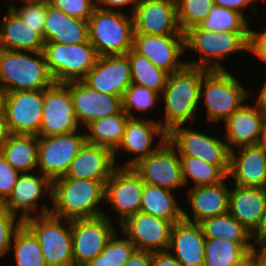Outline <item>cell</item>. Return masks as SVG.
<instances>
[{
    "mask_svg": "<svg viewBox=\"0 0 266 266\" xmlns=\"http://www.w3.org/2000/svg\"><path fill=\"white\" fill-rule=\"evenodd\" d=\"M208 71L202 67L185 65L181 70L168 75L160 95L165 105L164 123L160 121V125L166 133L195 119L200 104L202 78Z\"/></svg>",
    "mask_w": 266,
    "mask_h": 266,
    "instance_id": "cell-1",
    "label": "cell"
},
{
    "mask_svg": "<svg viewBox=\"0 0 266 266\" xmlns=\"http://www.w3.org/2000/svg\"><path fill=\"white\" fill-rule=\"evenodd\" d=\"M106 182L64 176L54 179L50 214L70 221L102 216L99 204L105 200Z\"/></svg>",
    "mask_w": 266,
    "mask_h": 266,
    "instance_id": "cell-2",
    "label": "cell"
},
{
    "mask_svg": "<svg viewBox=\"0 0 266 266\" xmlns=\"http://www.w3.org/2000/svg\"><path fill=\"white\" fill-rule=\"evenodd\" d=\"M53 83L42 51L0 49V84L6 93L45 90Z\"/></svg>",
    "mask_w": 266,
    "mask_h": 266,
    "instance_id": "cell-3",
    "label": "cell"
},
{
    "mask_svg": "<svg viewBox=\"0 0 266 266\" xmlns=\"http://www.w3.org/2000/svg\"><path fill=\"white\" fill-rule=\"evenodd\" d=\"M38 213L23 224L37 238L47 266H74L71 221L51 215L45 203Z\"/></svg>",
    "mask_w": 266,
    "mask_h": 266,
    "instance_id": "cell-4",
    "label": "cell"
},
{
    "mask_svg": "<svg viewBox=\"0 0 266 266\" xmlns=\"http://www.w3.org/2000/svg\"><path fill=\"white\" fill-rule=\"evenodd\" d=\"M249 32H213L188 29L184 32V47L199 54V59L186 62L192 67L208 70H225L222 60L232 53L248 51Z\"/></svg>",
    "mask_w": 266,
    "mask_h": 266,
    "instance_id": "cell-5",
    "label": "cell"
},
{
    "mask_svg": "<svg viewBox=\"0 0 266 266\" xmlns=\"http://www.w3.org/2000/svg\"><path fill=\"white\" fill-rule=\"evenodd\" d=\"M88 33L98 57L124 55L133 48L132 14L96 7L88 20Z\"/></svg>",
    "mask_w": 266,
    "mask_h": 266,
    "instance_id": "cell-6",
    "label": "cell"
},
{
    "mask_svg": "<svg viewBox=\"0 0 266 266\" xmlns=\"http://www.w3.org/2000/svg\"><path fill=\"white\" fill-rule=\"evenodd\" d=\"M240 82L227 69L209 70L202 78L200 102L207 110V120L211 123L226 121L249 98Z\"/></svg>",
    "mask_w": 266,
    "mask_h": 266,
    "instance_id": "cell-7",
    "label": "cell"
},
{
    "mask_svg": "<svg viewBox=\"0 0 266 266\" xmlns=\"http://www.w3.org/2000/svg\"><path fill=\"white\" fill-rule=\"evenodd\" d=\"M42 52L49 73L56 83L81 81L98 58L89 41L81 44L44 42Z\"/></svg>",
    "mask_w": 266,
    "mask_h": 266,
    "instance_id": "cell-8",
    "label": "cell"
},
{
    "mask_svg": "<svg viewBox=\"0 0 266 266\" xmlns=\"http://www.w3.org/2000/svg\"><path fill=\"white\" fill-rule=\"evenodd\" d=\"M79 133L75 131L61 135L37 136L38 172L52 181L64 176L71 161L86 143L85 133Z\"/></svg>",
    "mask_w": 266,
    "mask_h": 266,
    "instance_id": "cell-9",
    "label": "cell"
},
{
    "mask_svg": "<svg viewBox=\"0 0 266 266\" xmlns=\"http://www.w3.org/2000/svg\"><path fill=\"white\" fill-rule=\"evenodd\" d=\"M167 140L179 155L198 157L208 164L218 166L228 176L230 151L226 141L183 125L168 132Z\"/></svg>",
    "mask_w": 266,
    "mask_h": 266,
    "instance_id": "cell-10",
    "label": "cell"
},
{
    "mask_svg": "<svg viewBox=\"0 0 266 266\" xmlns=\"http://www.w3.org/2000/svg\"><path fill=\"white\" fill-rule=\"evenodd\" d=\"M43 107V90L7 92L3 113L8 132L37 136L42 123Z\"/></svg>",
    "mask_w": 266,
    "mask_h": 266,
    "instance_id": "cell-11",
    "label": "cell"
},
{
    "mask_svg": "<svg viewBox=\"0 0 266 266\" xmlns=\"http://www.w3.org/2000/svg\"><path fill=\"white\" fill-rule=\"evenodd\" d=\"M131 168L147 184L169 191L185 186L177 150L166 140L154 153L138 160Z\"/></svg>",
    "mask_w": 266,
    "mask_h": 266,
    "instance_id": "cell-12",
    "label": "cell"
},
{
    "mask_svg": "<svg viewBox=\"0 0 266 266\" xmlns=\"http://www.w3.org/2000/svg\"><path fill=\"white\" fill-rule=\"evenodd\" d=\"M105 213L95 218L71 220L74 266H83L99 255L116 232Z\"/></svg>",
    "mask_w": 266,
    "mask_h": 266,
    "instance_id": "cell-13",
    "label": "cell"
},
{
    "mask_svg": "<svg viewBox=\"0 0 266 266\" xmlns=\"http://www.w3.org/2000/svg\"><path fill=\"white\" fill-rule=\"evenodd\" d=\"M43 116L37 136L75 132L80 127L75 117L69 82L56 83L43 90Z\"/></svg>",
    "mask_w": 266,
    "mask_h": 266,
    "instance_id": "cell-14",
    "label": "cell"
},
{
    "mask_svg": "<svg viewBox=\"0 0 266 266\" xmlns=\"http://www.w3.org/2000/svg\"><path fill=\"white\" fill-rule=\"evenodd\" d=\"M143 186L131 167H117L105 183V201L119 213V224L140 211Z\"/></svg>",
    "mask_w": 266,
    "mask_h": 266,
    "instance_id": "cell-15",
    "label": "cell"
},
{
    "mask_svg": "<svg viewBox=\"0 0 266 266\" xmlns=\"http://www.w3.org/2000/svg\"><path fill=\"white\" fill-rule=\"evenodd\" d=\"M121 231L136 250L149 252L167 251L170 244L172 223L142 211L126 218Z\"/></svg>",
    "mask_w": 266,
    "mask_h": 266,
    "instance_id": "cell-16",
    "label": "cell"
},
{
    "mask_svg": "<svg viewBox=\"0 0 266 266\" xmlns=\"http://www.w3.org/2000/svg\"><path fill=\"white\" fill-rule=\"evenodd\" d=\"M131 14L134 33L184 35L177 20L176 0H139Z\"/></svg>",
    "mask_w": 266,
    "mask_h": 266,
    "instance_id": "cell-17",
    "label": "cell"
},
{
    "mask_svg": "<svg viewBox=\"0 0 266 266\" xmlns=\"http://www.w3.org/2000/svg\"><path fill=\"white\" fill-rule=\"evenodd\" d=\"M81 81L94 91L123 98L126 89L131 85L127 55L98 57L93 68Z\"/></svg>",
    "mask_w": 266,
    "mask_h": 266,
    "instance_id": "cell-18",
    "label": "cell"
},
{
    "mask_svg": "<svg viewBox=\"0 0 266 266\" xmlns=\"http://www.w3.org/2000/svg\"><path fill=\"white\" fill-rule=\"evenodd\" d=\"M133 49L167 73L181 70L185 61H179L184 54V35H148L134 33Z\"/></svg>",
    "mask_w": 266,
    "mask_h": 266,
    "instance_id": "cell-19",
    "label": "cell"
},
{
    "mask_svg": "<svg viewBox=\"0 0 266 266\" xmlns=\"http://www.w3.org/2000/svg\"><path fill=\"white\" fill-rule=\"evenodd\" d=\"M158 136L159 143L153 146L155 137ZM167 140V133L163 130L159 121L148 120V118H129L124 130L121 144L114 151V160L116 163V154L119 149L135 154V157L128 159L125 164L119 167H131L138 160L154 153Z\"/></svg>",
    "mask_w": 266,
    "mask_h": 266,
    "instance_id": "cell-20",
    "label": "cell"
},
{
    "mask_svg": "<svg viewBox=\"0 0 266 266\" xmlns=\"http://www.w3.org/2000/svg\"><path fill=\"white\" fill-rule=\"evenodd\" d=\"M225 141L229 151L236 147L254 146L265 143L263 110L255 106L243 104L226 121ZM233 146V147H232Z\"/></svg>",
    "mask_w": 266,
    "mask_h": 266,
    "instance_id": "cell-21",
    "label": "cell"
},
{
    "mask_svg": "<svg viewBox=\"0 0 266 266\" xmlns=\"http://www.w3.org/2000/svg\"><path fill=\"white\" fill-rule=\"evenodd\" d=\"M69 90L75 117L85 127L94 120L122 110L121 97L94 91L82 81H70Z\"/></svg>",
    "mask_w": 266,
    "mask_h": 266,
    "instance_id": "cell-22",
    "label": "cell"
},
{
    "mask_svg": "<svg viewBox=\"0 0 266 266\" xmlns=\"http://www.w3.org/2000/svg\"><path fill=\"white\" fill-rule=\"evenodd\" d=\"M52 182L50 178L41 173L39 176L32 172L20 173L10 196L1 205L22 222L32 217L33 212L37 216L39 204L37 201L43 197L42 194L45 195L47 192L52 201Z\"/></svg>",
    "mask_w": 266,
    "mask_h": 266,
    "instance_id": "cell-23",
    "label": "cell"
},
{
    "mask_svg": "<svg viewBox=\"0 0 266 266\" xmlns=\"http://www.w3.org/2000/svg\"><path fill=\"white\" fill-rule=\"evenodd\" d=\"M230 151L229 173L239 187L266 188V143Z\"/></svg>",
    "mask_w": 266,
    "mask_h": 266,
    "instance_id": "cell-24",
    "label": "cell"
},
{
    "mask_svg": "<svg viewBox=\"0 0 266 266\" xmlns=\"http://www.w3.org/2000/svg\"><path fill=\"white\" fill-rule=\"evenodd\" d=\"M117 167L112 150L86 142L71 161L64 177L107 181Z\"/></svg>",
    "mask_w": 266,
    "mask_h": 266,
    "instance_id": "cell-25",
    "label": "cell"
},
{
    "mask_svg": "<svg viewBox=\"0 0 266 266\" xmlns=\"http://www.w3.org/2000/svg\"><path fill=\"white\" fill-rule=\"evenodd\" d=\"M205 240L200 224L183 219L172 225L168 251L183 266H204Z\"/></svg>",
    "mask_w": 266,
    "mask_h": 266,
    "instance_id": "cell-26",
    "label": "cell"
},
{
    "mask_svg": "<svg viewBox=\"0 0 266 266\" xmlns=\"http://www.w3.org/2000/svg\"><path fill=\"white\" fill-rule=\"evenodd\" d=\"M229 193L230 189L225 180L212 186L191 187L186 197L193 212V220L185 210H183V219L199 224L204 219L227 213Z\"/></svg>",
    "mask_w": 266,
    "mask_h": 266,
    "instance_id": "cell-27",
    "label": "cell"
},
{
    "mask_svg": "<svg viewBox=\"0 0 266 266\" xmlns=\"http://www.w3.org/2000/svg\"><path fill=\"white\" fill-rule=\"evenodd\" d=\"M89 41L88 21L71 17L46 3L44 42L81 44Z\"/></svg>",
    "mask_w": 266,
    "mask_h": 266,
    "instance_id": "cell-28",
    "label": "cell"
},
{
    "mask_svg": "<svg viewBox=\"0 0 266 266\" xmlns=\"http://www.w3.org/2000/svg\"><path fill=\"white\" fill-rule=\"evenodd\" d=\"M266 210V188L230 189L228 212L251 233Z\"/></svg>",
    "mask_w": 266,
    "mask_h": 266,
    "instance_id": "cell-29",
    "label": "cell"
},
{
    "mask_svg": "<svg viewBox=\"0 0 266 266\" xmlns=\"http://www.w3.org/2000/svg\"><path fill=\"white\" fill-rule=\"evenodd\" d=\"M43 46V38L8 6L0 24V49L39 52Z\"/></svg>",
    "mask_w": 266,
    "mask_h": 266,
    "instance_id": "cell-30",
    "label": "cell"
},
{
    "mask_svg": "<svg viewBox=\"0 0 266 266\" xmlns=\"http://www.w3.org/2000/svg\"><path fill=\"white\" fill-rule=\"evenodd\" d=\"M0 154L18 172H31L37 168V136L9 133Z\"/></svg>",
    "mask_w": 266,
    "mask_h": 266,
    "instance_id": "cell-31",
    "label": "cell"
},
{
    "mask_svg": "<svg viewBox=\"0 0 266 266\" xmlns=\"http://www.w3.org/2000/svg\"><path fill=\"white\" fill-rule=\"evenodd\" d=\"M172 191L144 183L140 211L172 224L183 220V210Z\"/></svg>",
    "mask_w": 266,
    "mask_h": 266,
    "instance_id": "cell-32",
    "label": "cell"
},
{
    "mask_svg": "<svg viewBox=\"0 0 266 266\" xmlns=\"http://www.w3.org/2000/svg\"><path fill=\"white\" fill-rule=\"evenodd\" d=\"M130 117L121 110L117 114L100 118L89 123L85 133L86 142L106 147L113 152L122 142L125 125Z\"/></svg>",
    "mask_w": 266,
    "mask_h": 266,
    "instance_id": "cell-33",
    "label": "cell"
},
{
    "mask_svg": "<svg viewBox=\"0 0 266 266\" xmlns=\"http://www.w3.org/2000/svg\"><path fill=\"white\" fill-rule=\"evenodd\" d=\"M205 238L227 239L241 244L250 254L252 245L251 232L241 225L229 212L201 221Z\"/></svg>",
    "mask_w": 266,
    "mask_h": 266,
    "instance_id": "cell-34",
    "label": "cell"
},
{
    "mask_svg": "<svg viewBox=\"0 0 266 266\" xmlns=\"http://www.w3.org/2000/svg\"><path fill=\"white\" fill-rule=\"evenodd\" d=\"M250 256L237 242L219 238L205 240L204 266H241Z\"/></svg>",
    "mask_w": 266,
    "mask_h": 266,
    "instance_id": "cell-35",
    "label": "cell"
},
{
    "mask_svg": "<svg viewBox=\"0 0 266 266\" xmlns=\"http://www.w3.org/2000/svg\"><path fill=\"white\" fill-rule=\"evenodd\" d=\"M130 63L131 84L151 89L162 94L169 73L156 67L150 60L137 53L133 48L127 53Z\"/></svg>",
    "mask_w": 266,
    "mask_h": 266,
    "instance_id": "cell-36",
    "label": "cell"
},
{
    "mask_svg": "<svg viewBox=\"0 0 266 266\" xmlns=\"http://www.w3.org/2000/svg\"><path fill=\"white\" fill-rule=\"evenodd\" d=\"M179 159L184 185L188 183L190 178L195 182V186L192 187L212 186L228 178L218 166L208 164L198 157L179 155Z\"/></svg>",
    "mask_w": 266,
    "mask_h": 266,
    "instance_id": "cell-37",
    "label": "cell"
},
{
    "mask_svg": "<svg viewBox=\"0 0 266 266\" xmlns=\"http://www.w3.org/2000/svg\"><path fill=\"white\" fill-rule=\"evenodd\" d=\"M246 18L237 11L214 4L206 19L190 29L213 32H249V21Z\"/></svg>",
    "mask_w": 266,
    "mask_h": 266,
    "instance_id": "cell-38",
    "label": "cell"
},
{
    "mask_svg": "<svg viewBox=\"0 0 266 266\" xmlns=\"http://www.w3.org/2000/svg\"><path fill=\"white\" fill-rule=\"evenodd\" d=\"M11 242L17 266H47L34 234L22 223Z\"/></svg>",
    "mask_w": 266,
    "mask_h": 266,
    "instance_id": "cell-39",
    "label": "cell"
},
{
    "mask_svg": "<svg viewBox=\"0 0 266 266\" xmlns=\"http://www.w3.org/2000/svg\"><path fill=\"white\" fill-rule=\"evenodd\" d=\"M117 232L109 239L104 250L83 266H122L136 248L126 236H117Z\"/></svg>",
    "mask_w": 266,
    "mask_h": 266,
    "instance_id": "cell-40",
    "label": "cell"
},
{
    "mask_svg": "<svg viewBox=\"0 0 266 266\" xmlns=\"http://www.w3.org/2000/svg\"><path fill=\"white\" fill-rule=\"evenodd\" d=\"M214 0H176L177 20L181 31L199 25L206 19Z\"/></svg>",
    "mask_w": 266,
    "mask_h": 266,
    "instance_id": "cell-41",
    "label": "cell"
},
{
    "mask_svg": "<svg viewBox=\"0 0 266 266\" xmlns=\"http://www.w3.org/2000/svg\"><path fill=\"white\" fill-rule=\"evenodd\" d=\"M160 94L138 85L131 84L125 91L122 98V110L125 111L129 117L137 118L134 111L147 112L158 104L160 101ZM133 113V114H132Z\"/></svg>",
    "mask_w": 266,
    "mask_h": 266,
    "instance_id": "cell-42",
    "label": "cell"
},
{
    "mask_svg": "<svg viewBox=\"0 0 266 266\" xmlns=\"http://www.w3.org/2000/svg\"><path fill=\"white\" fill-rule=\"evenodd\" d=\"M9 7L19 16V18L30 28L43 38L44 41V22L46 17V3L23 1V5L20 8L13 4H9Z\"/></svg>",
    "mask_w": 266,
    "mask_h": 266,
    "instance_id": "cell-43",
    "label": "cell"
},
{
    "mask_svg": "<svg viewBox=\"0 0 266 266\" xmlns=\"http://www.w3.org/2000/svg\"><path fill=\"white\" fill-rule=\"evenodd\" d=\"M0 205V258L11 251V242L15 231L22 225V221Z\"/></svg>",
    "mask_w": 266,
    "mask_h": 266,
    "instance_id": "cell-44",
    "label": "cell"
},
{
    "mask_svg": "<svg viewBox=\"0 0 266 266\" xmlns=\"http://www.w3.org/2000/svg\"><path fill=\"white\" fill-rule=\"evenodd\" d=\"M48 3L61 9L68 16L87 21L96 8L93 0H49Z\"/></svg>",
    "mask_w": 266,
    "mask_h": 266,
    "instance_id": "cell-45",
    "label": "cell"
},
{
    "mask_svg": "<svg viewBox=\"0 0 266 266\" xmlns=\"http://www.w3.org/2000/svg\"><path fill=\"white\" fill-rule=\"evenodd\" d=\"M20 172L15 170L0 154V205L10 196Z\"/></svg>",
    "mask_w": 266,
    "mask_h": 266,
    "instance_id": "cell-46",
    "label": "cell"
},
{
    "mask_svg": "<svg viewBox=\"0 0 266 266\" xmlns=\"http://www.w3.org/2000/svg\"><path fill=\"white\" fill-rule=\"evenodd\" d=\"M248 51L266 63V30L249 29Z\"/></svg>",
    "mask_w": 266,
    "mask_h": 266,
    "instance_id": "cell-47",
    "label": "cell"
},
{
    "mask_svg": "<svg viewBox=\"0 0 266 266\" xmlns=\"http://www.w3.org/2000/svg\"><path fill=\"white\" fill-rule=\"evenodd\" d=\"M151 266H183L168 250L152 252Z\"/></svg>",
    "mask_w": 266,
    "mask_h": 266,
    "instance_id": "cell-48",
    "label": "cell"
},
{
    "mask_svg": "<svg viewBox=\"0 0 266 266\" xmlns=\"http://www.w3.org/2000/svg\"><path fill=\"white\" fill-rule=\"evenodd\" d=\"M152 252L135 250L122 266H151Z\"/></svg>",
    "mask_w": 266,
    "mask_h": 266,
    "instance_id": "cell-49",
    "label": "cell"
},
{
    "mask_svg": "<svg viewBox=\"0 0 266 266\" xmlns=\"http://www.w3.org/2000/svg\"><path fill=\"white\" fill-rule=\"evenodd\" d=\"M251 239H253L252 245L254 249L259 246L266 245V210L264 211L257 227L251 233Z\"/></svg>",
    "mask_w": 266,
    "mask_h": 266,
    "instance_id": "cell-50",
    "label": "cell"
},
{
    "mask_svg": "<svg viewBox=\"0 0 266 266\" xmlns=\"http://www.w3.org/2000/svg\"><path fill=\"white\" fill-rule=\"evenodd\" d=\"M138 2L139 0H97L96 7L103 10L116 11L115 8L118 9L119 7L122 8L126 5H132L131 9L134 11Z\"/></svg>",
    "mask_w": 266,
    "mask_h": 266,
    "instance_id": "cell-51",
    "label": "cell"
},
{
    "mask_svg": "<svg viewBox=\"0 0 266 266\" xmlns=\"http://www.w3.org/2000/svg\"><path fill=\"white\" fill-rule=\"evenodd\" d=\"M257 1L258 0H214V4L237 11L244 16L242 9L245 7L249 8L247 6H250L253 2Z\"/></svg>",
    "mask_w": 266,
    "mask_h": 266,
    "instance_id": "cell-52",
    "label": "cell"
},
{
    "mask_svg": "<svg viewBox=\"0 0 266 266\" xmlns=\"http://www.w3.org/2000/svg\"><path fill=\"white\" fill-rule=\"evenodd\" d=\"M253 249L251 257L257 262L259 266H266V245L260 246V251Z\"/></svg>",
    "mask_w": 266,
    "mask_h": 266,
    "instance_id": "cell-53",
    "label": "cell"
},
{
    "mask_svg": "<svg viewBox=\"0 0 266 266\" xmlns=\"http://www.w3.org/2000/svg\"><path fill=\"white\" fill-rule=\"evenodd\" d=\"M8 135H9V132L6 126L5 116L2 111L0 112V149H1V146L5 143Z\"/></svg>",
    "mask_w": 266,
    "mask_h": 266,
    "instance_id": "cell-54",
    "label": "cell"
},
{
    "mask_svg": "<svg viewBox=\"0 0 266 266\" xmlns=\"http://www.w3.org/2000/svg\"><path fill=\"white\" fill-rule=\"evenodd\" d=\"M256 104L264 111L266 110V82L259 92Z\"/></svg>",
    "mask_w": 266,
    "mask_h": 266,
    "instance_id": "cell-55",
    "label": "cell"
},
{
    "mask_svg": "<svg viewBox=\"0 0 266 266\" xmlns=\"http://www.w3.org/2000/svg\"><path fill=\"white\" fill-rule=\"evenodd\" d=\"M5 94H6L5 90L2 87V85L0 84V112L3 111Z\"/></svg>",
    "mask_w": 266,
    "mask_h": 266,
    "instance_id": "cell-56",
    "label": "cell"
},
{
    "mask_svg": "<svg viewBox=\"0 0 266 266\" xmlns=\"http://www.w3.org/2000/svg\"><path fill=\"white\" fill-rule=\"evenodd\" d=\"M241 266H259L257 262L250 256Z\"/></svg>",
    "mask_w": 266,
    "mask_h": 266,
    "instance_id": "cell-57",
    "label": "cell"
},
{
    "mask_svg": "<svg viewBox=\"0 0 266 266\" xmlns=\"http://www.w3.org/2000/svg\"><path fill=\"white\" fill-rule=\"evenodd\" d=\"M264 115V129H265V143H266V110L263 111Z\"/></svg>",
    "mask_w": 266,
    "mask_h": 266,
    "instance_id": "cell-58",
    "label": "cell"
},
{
    "mask_svg": "<svg viewBox=\"0 0 266 266\" xmlns=\"http://www.w3.org/2000/svg\"><path fill=\"white\" fill-rule=\"evenodd\" d=\"M20 1H34V2H44V3H48L49 0H20Z\"/></svg>",
    "mask_w": 266,
    "mask_h": 266,
    "instance_id": "cell-59",
    "label": "cell"
}]
</instances>
